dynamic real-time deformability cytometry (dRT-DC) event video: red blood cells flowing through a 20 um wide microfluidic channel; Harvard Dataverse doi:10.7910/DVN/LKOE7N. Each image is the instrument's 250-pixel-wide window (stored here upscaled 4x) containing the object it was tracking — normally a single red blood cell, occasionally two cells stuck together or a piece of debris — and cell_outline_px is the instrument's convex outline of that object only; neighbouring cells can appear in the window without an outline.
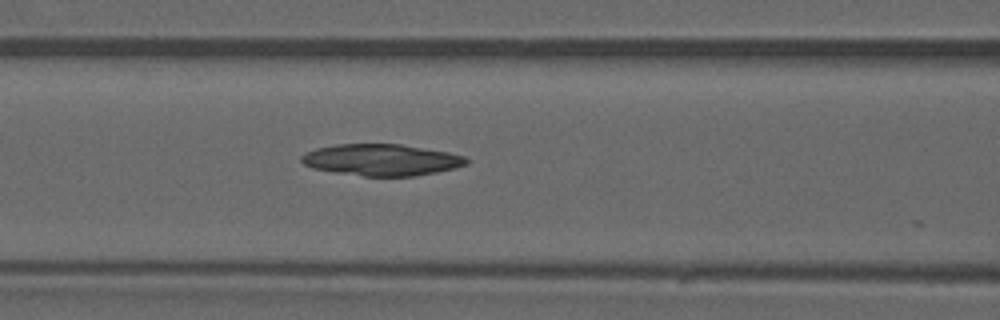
{"species": "common noctule bat (a hibernating species)", "species_latin": "Nyctalus noctula", "temperature_condition": "warm", "stored_images_in_passage": 17, "camera_frame_rate_fps": 3000, "um_per_image_px": 0.085, "animal": {"sex": "male", "forearm_length_mm": 52.5}, "frame": {"image": 1, "passage_image": 14, "time_ms": 4.333, "image_size_px": [1000, 320], "cell_outline_px": [[468, 164], [456, 168], [416, 176], [364, 176], [336, 172], [312, 168], [304, 164], [300, 160], [300, 156], [304, 152], [316, 148], [336, 144], [400, 144], [448, 152], [464, 156], [468, 160]], "centroid_in_image_um": [32.41, 13.59], "position_along_channel_um": 134.2, "area_um2": 30.35}}
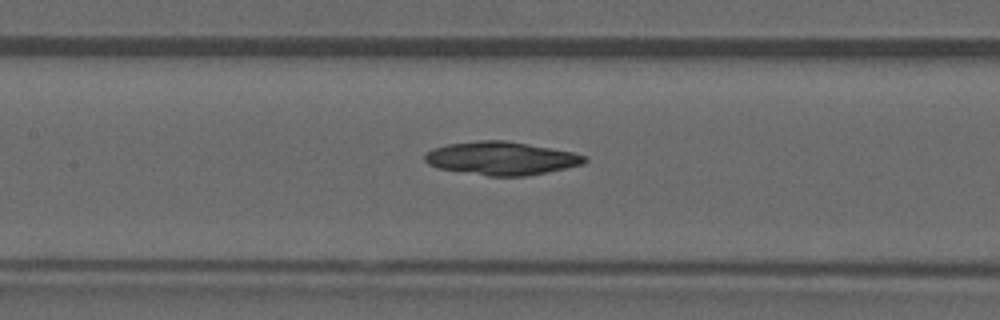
{"frame": {"image": 2, "passage_image": 16, "time_ms": 5.0, "image_size_px": [1000, 320], "cell_outline_px": [[588, 160], [584, 164], [524, 176], [488, 176], [436, 168], [428, 164], [424, 160], [424, 152], [432, 148], [448, 144], [480, 140], [504, 140], [528, 144], [572, 152], [588, 156]], "centroid_in_image_um": [42.57, 13.45], "position_along_channel_um": 164.8, "area_um2": 30.92}}